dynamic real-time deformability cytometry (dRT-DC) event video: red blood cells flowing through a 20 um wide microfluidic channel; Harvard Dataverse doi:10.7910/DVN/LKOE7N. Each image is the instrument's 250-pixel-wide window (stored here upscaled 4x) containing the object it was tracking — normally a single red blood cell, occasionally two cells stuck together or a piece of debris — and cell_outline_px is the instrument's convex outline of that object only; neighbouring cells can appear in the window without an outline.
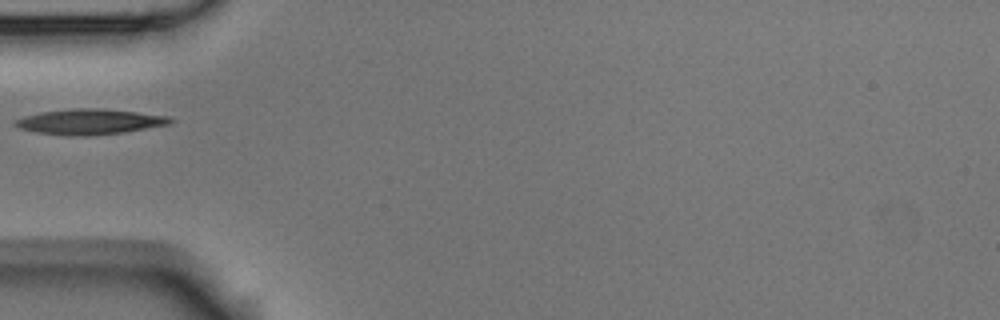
{"species": "Egyptian fruit bat (a non-hibernating species)", "species_latin": "Rousettus aegyptiacus", "temperature_condition": "room temperature", "stored_images_in_passage": 1, "camera_frame_rate_fps": 3000, "um_per_image_px": 0.085, "animal": {"sex": "male"}, "frame": {"image": 1, "passage_image": 1, "time_ms": 0.0, "image_size_px": [1000, 320], "cell_outline_px": [[176, 120], [168, 124], [124, 132], [88, 136], [68, 136], [36, 132], [20, 128], [12, 124], [12, 120], [24, 116], [40, 112], [72, 108], [100, 108], [136, 112], [168, 116]], "centroid_in_image_um": [7.57, 10.34], "position_along_channel_um": 77.4, "area_um2": 23.06}}